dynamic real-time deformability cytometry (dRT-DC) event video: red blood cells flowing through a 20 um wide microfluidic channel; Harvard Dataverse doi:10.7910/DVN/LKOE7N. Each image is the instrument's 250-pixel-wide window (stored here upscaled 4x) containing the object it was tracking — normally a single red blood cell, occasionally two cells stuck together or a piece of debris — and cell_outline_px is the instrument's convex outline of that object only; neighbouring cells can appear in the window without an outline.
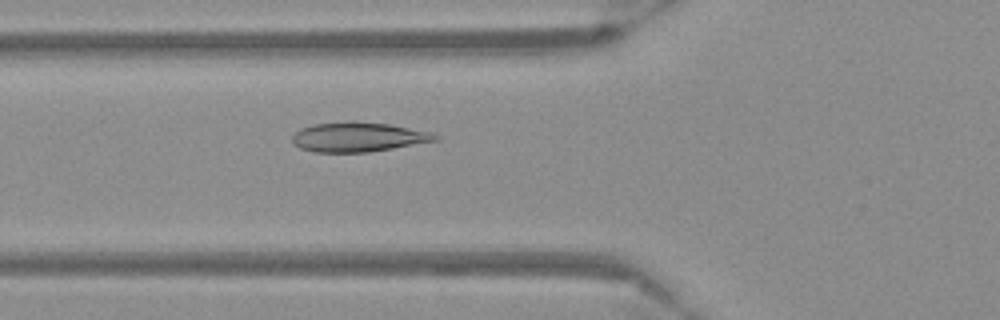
{"species": "Egyptian fruit bat (a non-hibernating species)", "species_latin": "Rousettus aegyptiacus", "temperature_condition": "warm", "stored_images_in_passage": 40, "camera_frame_rate_fps": 3000, "um_per_image_px": 0.085, "frame": {"image": 1, "passage_image": 5, "time_ms": 1.333, "image_size_px": [1000, 320], "cell_outline_px": [[440, 140], [368, 152], [316, 152], [300, 148], [292, 144], [292, 136], [300, 128], [316, 124], [352, 120], [356, 120], [388, 124], [432, 132], [440, 136]], "centroid_in_image_um": [30.45, 11.63], "position_along_channel_um": 95.3, "area_um2": 24.8}}
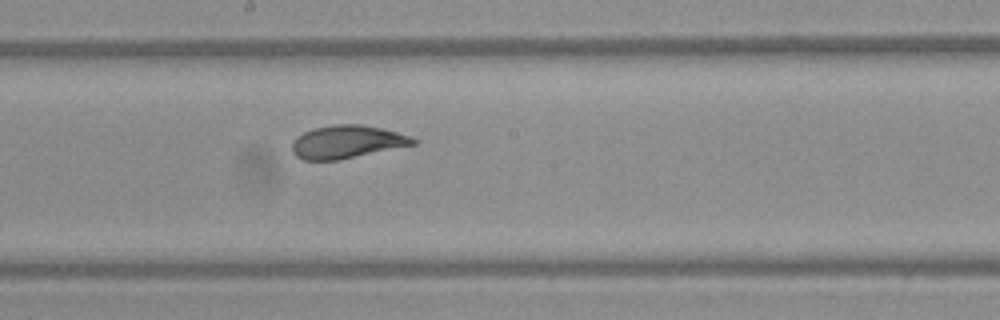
{"frame": {"image": 2, "passage_image": 15, "time_ms": 4.667, "image_size_px": [1000, 320], "cell_outline_px": [[420, 140], [416, 144], [340, 160], [304, 160], [296, 156], [292, 152], [292, 144], [304, 132], [312, 128], [332, 124], [360, 124], [380, 128], [412, 136]], "centroid_in_image_um": [29.53, 12.06], "position_along_channel_um": 218.7, "area_um2": 23.29}}
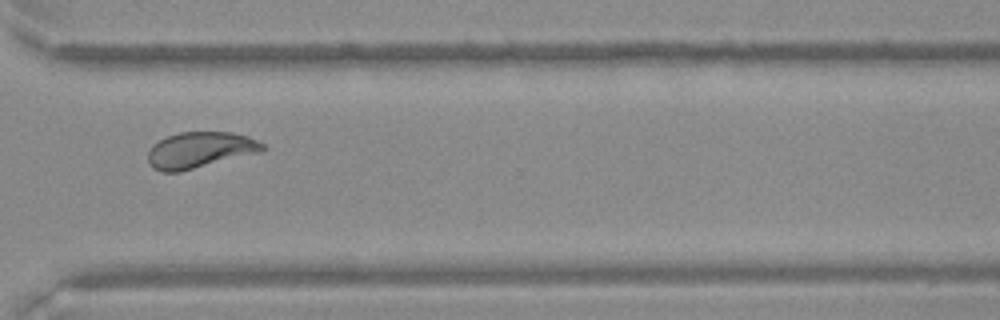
{"frame": {"image": 3, "passage_image": 26, "time_ms": 8.333, "image_size_px": [1000, 320], "cell_outline_px": [[264, 148], [260, 152], [180, 172], [160, 172], [152, 168], [148, 164], [148, 152], [160, 140], [168, 136], [180, 132], [232, 132], [248, 136], [264, 144]], "centroid_in_image_um": [16.98, 12.76], "position_along_channel_um": 353.6, "area_um2": 23.93}}